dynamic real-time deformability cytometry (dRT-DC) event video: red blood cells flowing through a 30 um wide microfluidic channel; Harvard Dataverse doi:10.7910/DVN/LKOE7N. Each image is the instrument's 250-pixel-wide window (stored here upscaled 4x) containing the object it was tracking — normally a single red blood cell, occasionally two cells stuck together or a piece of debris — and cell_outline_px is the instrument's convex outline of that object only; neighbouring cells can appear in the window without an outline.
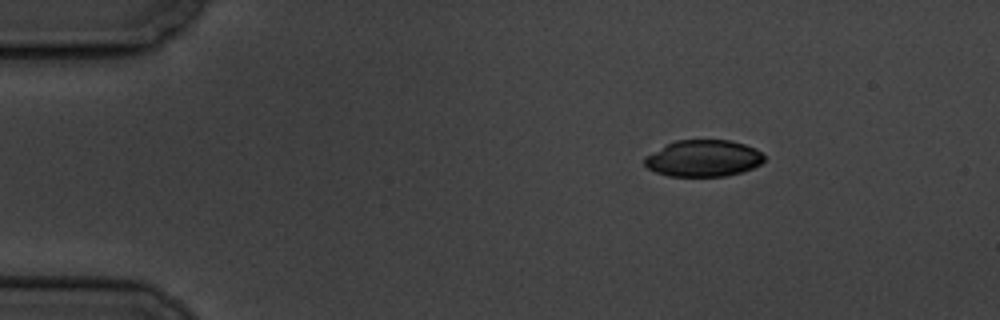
{"species": "common noctule bat (a hibernating species)", "species_latin": "Nyctalus noctula", "temperature_condition": "cold", "stored_images_in_passage": 4, "segment_of_instrument_passage": [1, 2], "camera_frame_rate_fps": 3000, "um_per_image_px": 0.085, "animal": {"sex": "male", "body_mass_g": 19.5, "forearm_length_mm": 54.6}, "frame": {"image": 1, "passage_image": 1, "time_ms": 0.0, "image_size_px": [1000, 320], "cell_outline_px": [[764, 160], [760, 164], [744, 172], [724, 176], [668, 176], [656, 172], [648, 168], [644, 164], [644, 156], [676, 140], [732, 140], [756, 148], [764, 156]], "centroid_in_image_um": [59.79, 13.46], "position_along_channel_um": 25.2, "area_um2": 25.55}}